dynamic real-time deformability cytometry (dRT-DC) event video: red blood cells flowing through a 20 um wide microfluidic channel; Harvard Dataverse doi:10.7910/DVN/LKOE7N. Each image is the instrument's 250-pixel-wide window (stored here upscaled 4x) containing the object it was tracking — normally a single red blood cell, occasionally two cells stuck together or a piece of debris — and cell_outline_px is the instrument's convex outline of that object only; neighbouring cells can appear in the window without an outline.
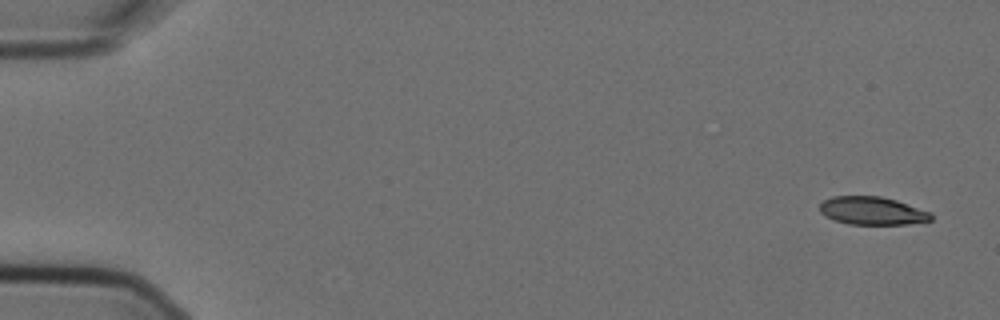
{"species": "Egyptian fruit bat (a non-hibernating species)", "species_latin": "Rousettus aegyptiacus", "temperature_condition": "cold", "stored_images_in_passage": 6, "camera_frame_rate_fps": 3000, "um_per_image_px": 0.085, "animal": {"sex": "female"}, "frame": {"image": 1, "passage_image": 1, "time_ms": 0.0, "image_size_px": [1000, 320], "cell_outline_px": [[932, 220], [908, 224], [848, 224], [824, 216], [820, 212], [820, 204], [824, 200], [832, 196], [880, 196], [896, 200], [932, 212]], "centroid_in_image_um": [74.15, 17.91], "position_along_channel_um": 10.9, "area_um2": 18.21}}
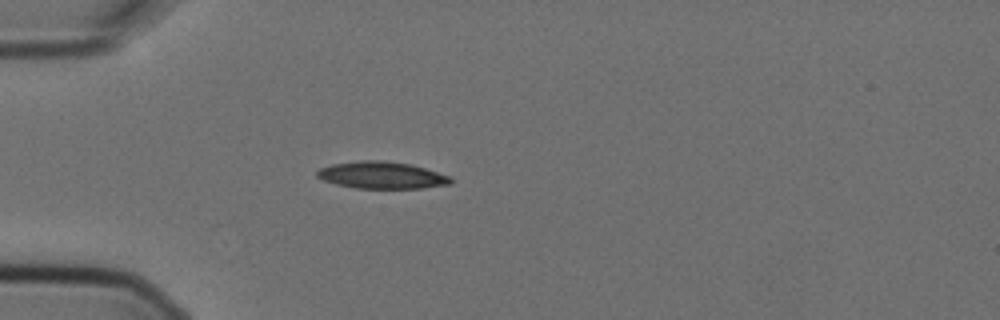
{"frame": {"image": 2, "passage_image": 5, "time_ms": 1.333, "image_size_px": [1000, 320], "cell_outline_px": [[452, 180], [448, 184], [420, 188], [356, 188], [336, 184], [324, 180], [316, 176], [316, 172], [320, 168], [332, 164], [360, 160], [384, 160], [408, 164], [424, 168], [452, 176]], "centroid_in_image_um": [32.43, 14.88], "position_along_channel_um": 52.6, "area_um2": 20.87}}